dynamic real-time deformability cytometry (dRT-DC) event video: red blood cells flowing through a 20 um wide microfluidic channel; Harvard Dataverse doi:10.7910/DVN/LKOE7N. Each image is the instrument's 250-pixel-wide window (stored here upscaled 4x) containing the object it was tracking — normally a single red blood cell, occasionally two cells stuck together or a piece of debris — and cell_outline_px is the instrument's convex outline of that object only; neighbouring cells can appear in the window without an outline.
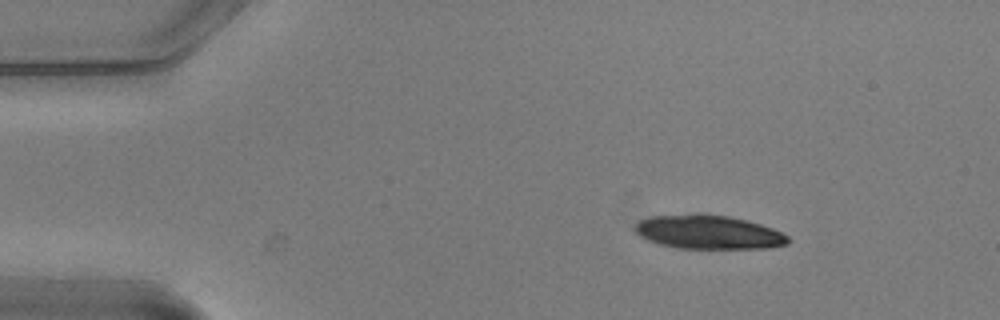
{"species": "common noctule bat (a hibernating species)", "species_latin": "Nyctalus noctula", "temperature_condition": "warm", "stored_images_in_passage": 4, "camera_frame_rate_fps": 3000, "um_per_image_px": 0.085, "animal": {"sex": "male", "body_mass_g": 20.5, "forearm_length_mm": 52.5}, "frame": {"image": 1, "passage_image": 2, "time_ms": 0.333, "image_size_px": [1000, 320], "cell_outline_px": [[792, 240], [788, 244], [768, 248], [676, 248], [660, 244], [648, 240], [640, 236], [632, 228], [640, 220], [648, 216], [696, 212], [700, 212], [732, 216], [748, 220], [772, 228], [788, 236]], "centroid_in_image_um": [60.2, 19.7], "position_along_channel_um": 24.8, "area_um2": 30.87}}